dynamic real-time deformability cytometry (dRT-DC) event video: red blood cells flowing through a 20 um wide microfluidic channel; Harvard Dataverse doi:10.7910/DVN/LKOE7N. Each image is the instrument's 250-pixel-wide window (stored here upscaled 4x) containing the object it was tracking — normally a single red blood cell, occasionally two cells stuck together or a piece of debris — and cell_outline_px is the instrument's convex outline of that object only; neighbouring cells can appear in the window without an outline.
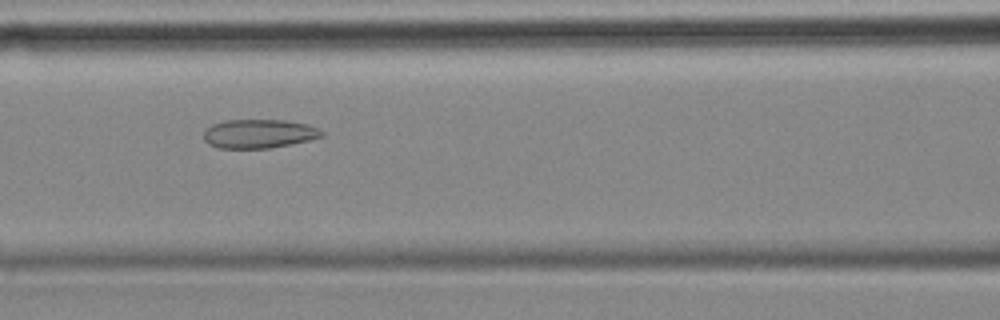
{"species": "common noctule bat (a hibernating species)", "species_latin": "Nyctalus noctula", "temperature_condition": "cold", "stored_images_in_passage": 49, "camera_frame_rate_fps": 3000, "um_per_image_px": 0.085, "animal": {"sex": "female", "body_mass_g": 18.4}, "frame": {"image": 1, "passage_image": 17, "time_ms": 5.333, "image_size_px": [1000, 320], "cell_outline_px": [[324, 136], [308, 140], [268, 148], [220, 148], [208, 144], [204, 140], [204, 128], [212, 124], [224, 120], [284, 120], [308, 124], [320, 128], [324, 132]], "centroid_in_image_um": [21.99, 11.35], "position_along_channel_um": 144.6, "area_um2": 19.94}}
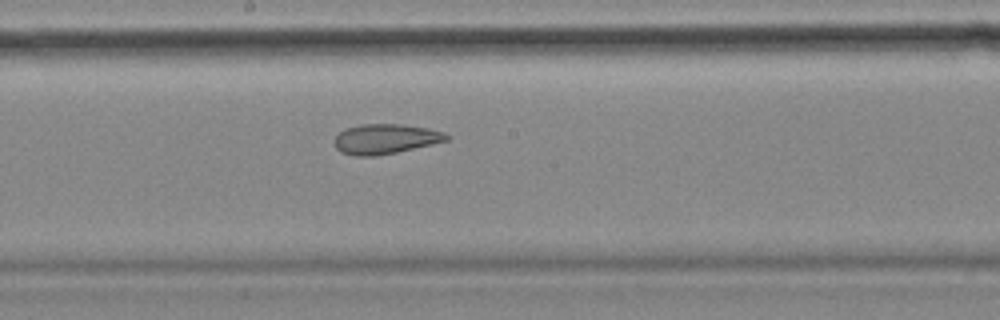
{"frame": {"image": 2, "passage_image": 23, "time_ms": 7.333, "image_size_px": [1000, 320], "cell_outline_px": [[452, 136], [448, 140], [432, 144], [396, 152], [376, 156], [356, 156], [340, 152], [336, 148], [336, 136], [340, 132], [348, 128], [360, 124], [400, 124], [428, 128], [444, 132]], "centroid_in_image_um": [32.79, 11.81], "position_along_channel_um": 215.4, "area_um2": 19.42}}
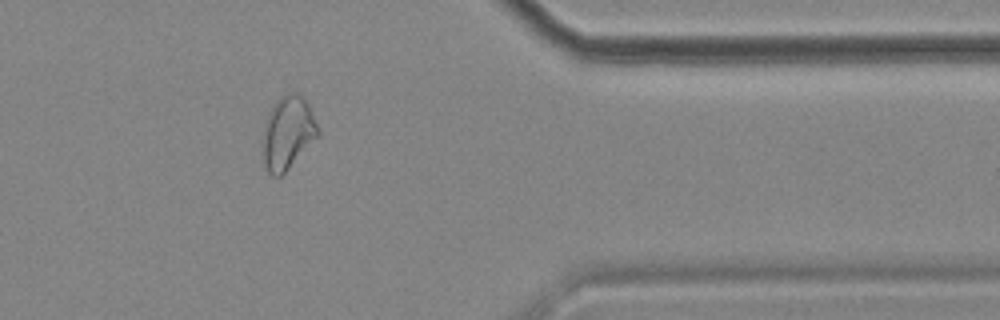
{"frame": {"image": 3, "passage_image": 39, "time_ms": 12.667, "image_size_px": [1000, 320], "cell_outline_px": [[320, 132], [288, 168], [280, 176], [272, 176], [268, 172], [264, 164], [264, 132], [268, 116], [272, 104], [280, 96], [288, 92], [296, 92], [304, 96], [308, 100]], "centroid_in_image_um": [24.48, 11.21], "position_along_channel_um": 386.9, "area_um2": 23.06}, "authors_computed_cell_mechanics": {"area_um2": 22.3108, "velocity_mm_per_s": 3.5591, "shape_relaxation_time_tau1_ms": null, "shape_relaxation_time_tau2_ms": 3.7483, "deformation_change_tau1": null, "deformation_change_tau2": 0.1162}}